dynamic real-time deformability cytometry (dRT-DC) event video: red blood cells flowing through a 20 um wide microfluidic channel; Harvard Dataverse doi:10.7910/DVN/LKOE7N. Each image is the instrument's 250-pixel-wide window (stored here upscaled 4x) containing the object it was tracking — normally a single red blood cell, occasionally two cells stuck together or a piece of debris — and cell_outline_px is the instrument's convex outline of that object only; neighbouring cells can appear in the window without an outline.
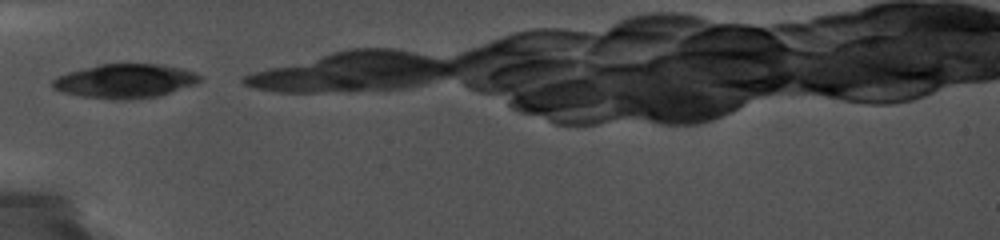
{"species": "common noctule bat (a hibernating species)", "species_latin": "Nyctalus noctula", "temperature_condition": "cold", "stored_images_in_passage": 32, "camera_frame_rate_fps": 5000, "um_per_image_px": 0.085, "animal": {"sex": "female", "body_mass_g": 19.0, "forearm_length_mm": 56.7}, "frame": {"image": 1, "passage_image": 1, "time_ms": 0.0, "image_size_px": [1000, 240], "cell_outline_px": [[204, 80], [156, 96], [120, 100], [84, 96], [64, 92], [52, 88], [52, 80], [68, 72], [100, 64], [164, 64], [184, 68], [196, 72]], "centroid_in_image_um": [10.65, 6.86], "position_along_channel_um": 74.3, "area_um2": 28.78}}
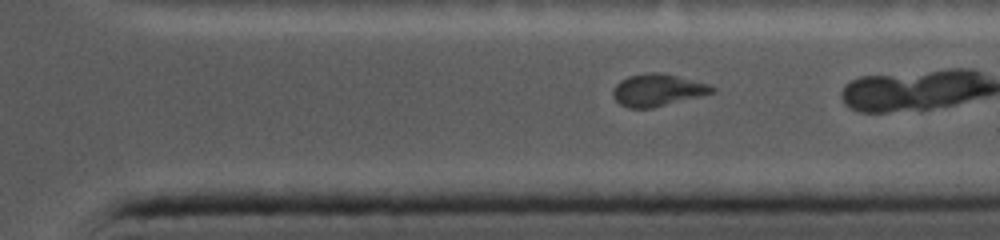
{"frame": {"image": 2, "passage_image": 28, "time_ms": 6.2, "image_size_px": [1000, 240], "cell_outline_px": [[716, 92], [652, 108], [628, 108], [620, 104], [612, 96], [612, 92], [616, 84], [620, 80], [628, 76], [644, 72], [660, 72], [712, 84], [716, 88]], "centroid_in_image_um": [55.91, 7.64], "position_along_channel_um": 355.5, "area_um2": 18.79}}